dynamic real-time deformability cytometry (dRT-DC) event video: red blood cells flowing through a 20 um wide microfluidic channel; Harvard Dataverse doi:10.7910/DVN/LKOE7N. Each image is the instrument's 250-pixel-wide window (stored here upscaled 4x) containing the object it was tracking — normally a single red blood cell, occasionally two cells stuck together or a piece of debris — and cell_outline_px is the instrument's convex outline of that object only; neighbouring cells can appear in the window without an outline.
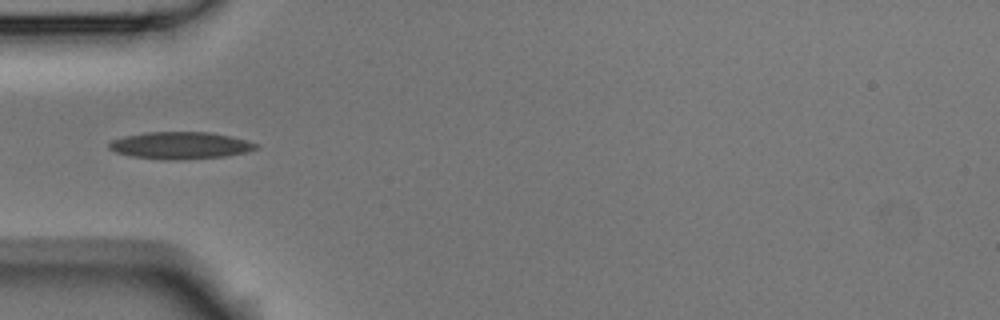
{"species": "Egyptian fruit bat (a non-hibernating species)", "species_latin": "Rousettus aegyptiacus", "temperature_condition": "room temperature", "stored_images_in_passage": 5, "camera_frame_rate_fps": 3000, "um_per_image_px": 0.085, "animal": {"sex": "male"}, "frame": {"image": 1, "passage_image": 5, "time_ms": 1.333, "image_size_px": [1000, 320], "cell_outline_px": [[260, 148], [248, 152], [224, 156], [180, 160], [160, 160], [132, 156], [116, 152], [108, 148], [108, 144], [112, 140], [124, 136], [148, 132], [208, 132], [228, 136], [260, 144]], "centroid_in_image_um": [15.33, 12.37], "position_along_channel_um": 69.7, "area_um2": 23.24}}